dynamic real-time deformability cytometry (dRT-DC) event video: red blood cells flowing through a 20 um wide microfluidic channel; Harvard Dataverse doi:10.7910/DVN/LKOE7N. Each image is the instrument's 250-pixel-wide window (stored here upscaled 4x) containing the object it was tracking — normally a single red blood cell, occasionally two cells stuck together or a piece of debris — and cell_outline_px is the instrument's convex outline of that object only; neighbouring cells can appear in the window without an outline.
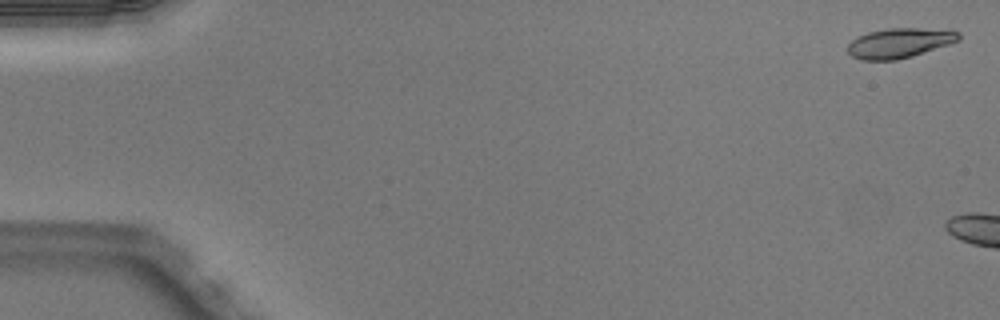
{"species": "Egyptian fruit bat (a non-hibernating species)", "species_latin": "Rousettus aegyptiacus", "temperature_condition": "warm", "stored_images_in_passage": 6, "camera_frame_rate_fps": 3000, "um_per_image_px": 0.085, "animal": {"sex": "male"}, "frame": {"image": 1, "passage_image": 2, "time_ms": 0.333, "image_size_px": [1000, 320], "cell_outline_px": [[960, 36], [956, 40], [948, 44], [912, 56], [896, 60], [864, 60], [852, 56], [848, 52], [848, 44], [852, 40], [868, 32], [888, 28], [916, 28], [960, 32]], "centroid_in_image_um": [76.4, 3.66], "position_along_channel_um": 8.6, "area_um2": 18.79}}